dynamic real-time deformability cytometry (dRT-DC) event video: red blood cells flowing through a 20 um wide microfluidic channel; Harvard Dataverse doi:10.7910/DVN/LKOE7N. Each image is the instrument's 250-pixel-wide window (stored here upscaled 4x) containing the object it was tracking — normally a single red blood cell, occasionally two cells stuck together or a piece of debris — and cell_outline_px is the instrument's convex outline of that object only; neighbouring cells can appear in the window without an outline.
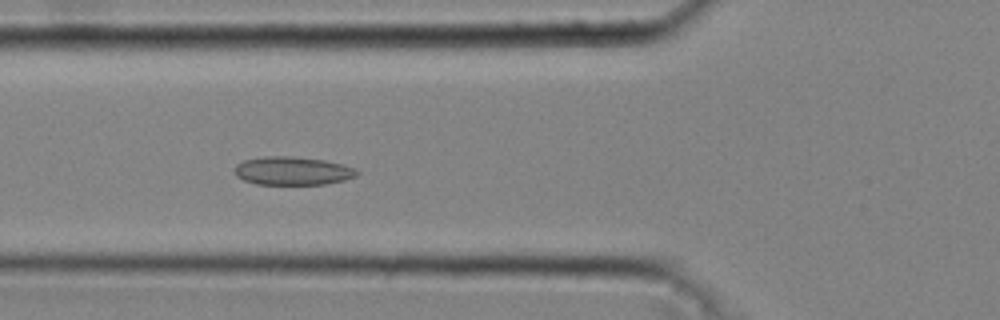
{"species": "common noctule bat (a hibernating species)", "species_latin": "Nyctalus noctula", "temperature_condition": "cold", "stored_images_in_passage": 31, "camera_frame_rate_fps": 3000, "um_per_image_px": 0.085, "animal": {"sex": "male", "body_mass_g": 20.4}, "frame": {"image": 1, "passage_image": 3, "time_ms": 0.667, "image_size_px": [1000, 320], "cell_outline_px": [[360, 172], [356, 176], [344, 180], [324, 184], [256, 184], [244, 180], [236, 176], [236, 164], [244, 160], [264, 156], [292, 156], [324, 160], [340, 164], [352, 168]], "centroid_in_image_um": [24.85, 14.52], "position_along_channel_um": 101.0, "area_um2": 20.0}}
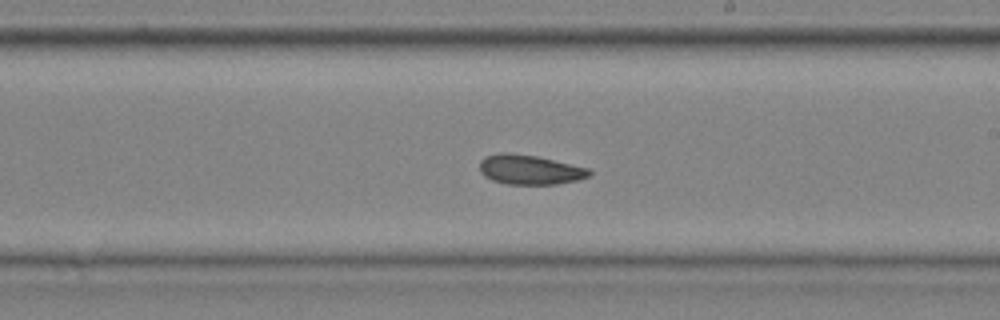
{"frame": {"image": 2, "passage_image": 13, "time_ms": 4.0, "image_size_px": [1000, 320], "cell_outline_px": [[592, 172], [588, 176], [576, 180], [556, 184], [508, 184], [492, 180], [484, 176], [480, 172], [480, 160], [484, 156], [500, 152], [508, 152], [536, 156], [588, 168]], "centroid_in_image_um": [44.98, 14.41], "position_along_channel_um": 244.0, "area_um2": 18.84}}
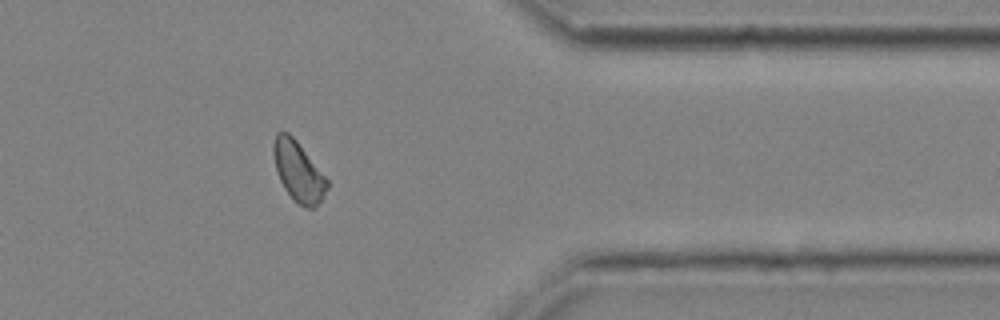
{"frame": {"image": 3, "passage_image": 24, "time_ms": 7.667, "image_size_px": [1000, 320], "cell_outline_px": [[328, 188], [324, 196], [312, 208], [304, 208], [292, 200], [284, 188], [276, 172], [272, 152], [272, 144], [276, 132], [288, 132], [296, 140], [328, 180]], "centroid_in_image_um": [25.32, 14.58], "position_along_channel_um": 386.1, "area_um2": 18.79}}